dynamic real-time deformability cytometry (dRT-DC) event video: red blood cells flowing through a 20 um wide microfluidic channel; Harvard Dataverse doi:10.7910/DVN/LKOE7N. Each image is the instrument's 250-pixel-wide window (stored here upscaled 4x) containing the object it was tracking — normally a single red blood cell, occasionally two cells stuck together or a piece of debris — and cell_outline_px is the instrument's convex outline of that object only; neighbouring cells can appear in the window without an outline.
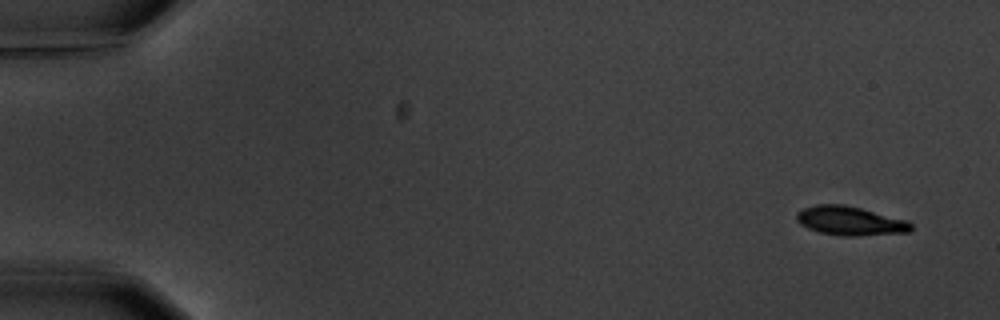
{"species": "common noctule bat (a hibernating species)", "species_latin": "Nyctalus noctula", "temperature_condition": "warm", "stored_images_in_passage": 6, "camera_frame_rate_fps": 3000, "um_per_image_px": 0.085, "animal": {"sex": "male", "body_mass_g": 20.1, "forearm_length_mm": 53.5}, "frame": {"image": 1, "passage_image": 1, "time_ms": 0.0, "image_size_px": [1000, 320], "cell_outline_px": [[912, 228], [908, 232], [856, 236], [844, 236], [820, 232], [808, 228], [800, 224], [796, 220], [796, 212], [804, 208], [816, 204], [844, 204], [908, 220], [912, 224]], "centroid_in_image_um": [72.24, 18.77], "position_along_channel_um": 12.8, "area_um2": 19.31}}
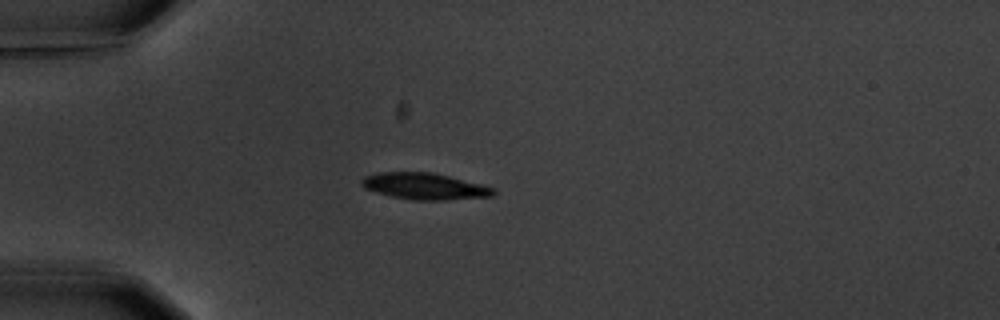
{"frame": {"image": 2, "passage_image": 4, "time_ms": 4.333, "image_size_px": [1000, 320], "cell_outline_px": [[496, 192], [492, 196], [444, 200], [412, 200], [392, 196], [376, 192], [364, 188], [360, 184], [360, 180], [364, 176], [380, 172], [432, 172], [496, 188]], "centroid_in_image_um": [36.06, 15.83], "position_along_channel_um": 48.9, "area_um2": 20.29}}
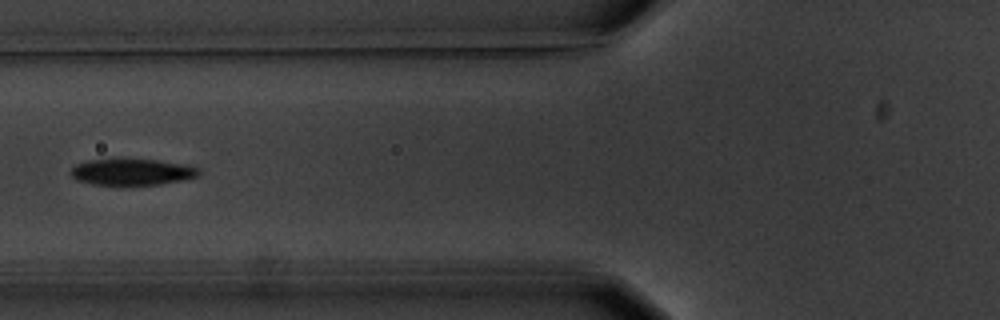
{"frame": {"image": 3, "passage_image": 6, "time_ms": 6.667, "image_size_px": [1000, 320], "cell_outline_px": [[200, 176], [160, 184], [124, 188], [120, 188], [92, 184], [76, 180], [72, 176], [72, 168], [76, 164], [88, 160], [116, 156], [124, 156], [160, 160], [184, 164], [200, 168]], "centroid_in_image_um": [11.18, 14.61], "position_along_channel_um": 114.6, "area_um2": 21.44}}